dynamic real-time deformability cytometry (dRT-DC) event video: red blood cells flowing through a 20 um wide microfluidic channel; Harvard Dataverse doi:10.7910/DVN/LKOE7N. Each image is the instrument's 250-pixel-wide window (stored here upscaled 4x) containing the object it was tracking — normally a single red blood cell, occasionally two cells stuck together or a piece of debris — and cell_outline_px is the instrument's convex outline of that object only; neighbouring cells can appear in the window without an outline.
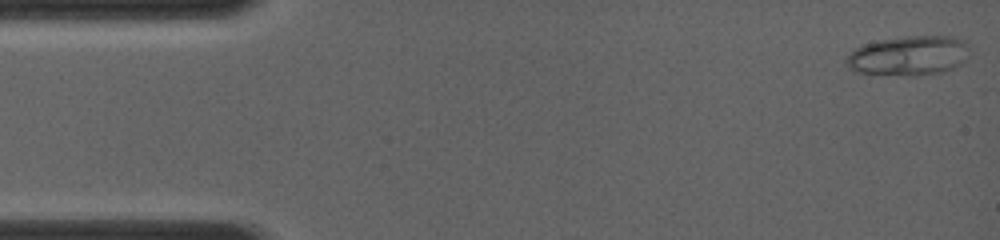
{"species": "common noctule bat (a hibernating species)", "species_latin": "Nyctalus noctula", "temperature_condition": "room temperature", "stored_images_in_passage": 7, "camera_frame_rate_fps": 4000, "um_per_image_px": 0.085, "animal": {"sex": "female", "body_mass_g": 19.0, "forearm_length_mm": 56.7}, "frame": {"image": 1, "passage_image": 1, "time_ms": 0.0, "image_size_px": [1000, 240], "cell_outline_px": [[968, 44], [964, 60], [960, 64], [952, 68], [940, 72], [916, 76], [908, 76], [860, 72], [848, 68], [844, 64], [844, 60], [856, 48], [864, 44], [880, 40], [908, 36], [952, 36], [964, 40]], "centroid_in_image_um": [77.22, 4.73], "position_along_channel_um": 7.8, "area_um2": 28.21}}
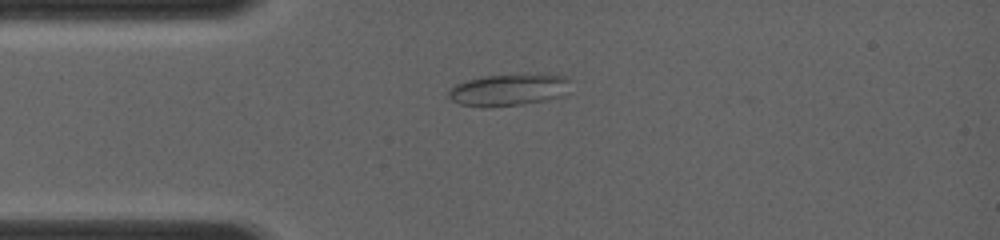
{"frame": {"image": 2, "passage_image": 5, "time_ms": 3.0, "image_size_px": [1000, 240], "cell_outline_px": [[568, 80], [560, 96], [544, 100], [524, 104], [488, 108], [460, 104], [452, 100], [448, 96], [448, 92], [456, 84], [480, 76], [536, 72], [548, 72], [568, 76]], "centroid_in_image_um": [43.22, 7.6], "position_along_channel_um": 41.8, "area_um2": 23.06}}
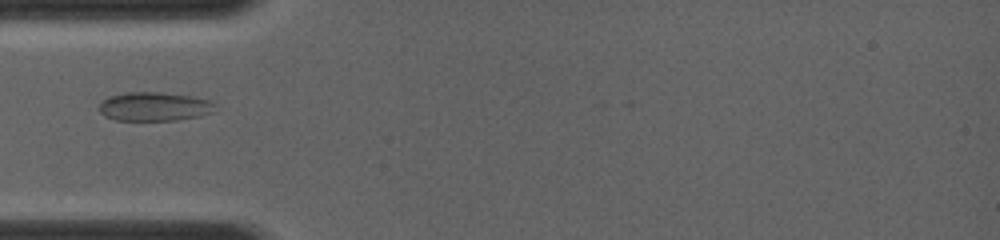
{"frame": {"image": 3, "passage_image": 6, "time_ms": 4.0, "image_size_px": [1000, 240], "cell_outline_px": [[212, 112], [200, 116], [176, 120], [116, 120], [104, 116], [100, 112], [100, 104], [108, 96], [124, 92], [160, 92], [192, 96], [208, 100], [212, 104]], "centroid_in_image_um": [13.06, 9.05], "position_along_channel_um": 71.9, "area_um2": 19.31}}